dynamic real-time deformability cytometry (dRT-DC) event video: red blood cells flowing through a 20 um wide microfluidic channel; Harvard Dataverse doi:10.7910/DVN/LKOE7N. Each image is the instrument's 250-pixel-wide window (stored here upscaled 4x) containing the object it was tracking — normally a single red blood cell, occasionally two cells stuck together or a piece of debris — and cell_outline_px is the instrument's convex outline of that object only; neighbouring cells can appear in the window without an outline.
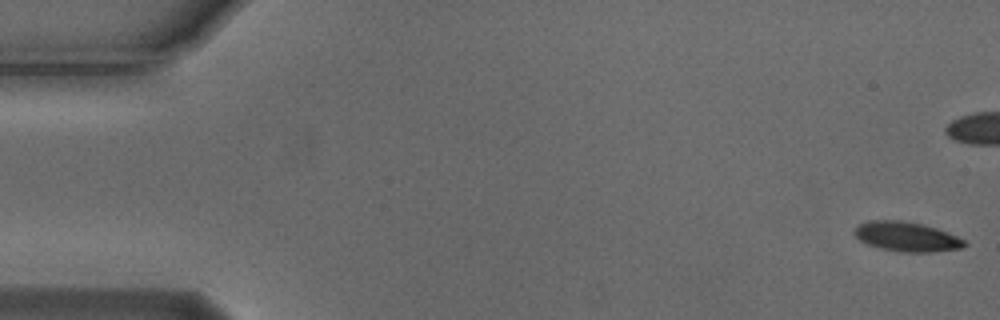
{"species": "Egyptian fruit bat (a non-hibernating species)", "species_latin": "Rousettus aegyptiacus", "temperature_condition": "cold", "stored_images_in_passage": 13, "camera_frame_rate_fps": 3000, "um_per_image_px": 0.085, "animal": {"sex": "male"}, "frame": {"image": 1, "passage_image": 1, "time_ms": 0.0, "image_size_px": [1000, 320], "cell_outline_px": [[968, 244], [960, 248], [928, 252], [900, 252], [868, 244], [860, 240], [852, 232], [860, 224], [868, 220], [896, 220], [920, 224], [936, 228], [956, 236], [964, 240]], "centroid_in_image_um": [77.05, 20.11], "position_along_channel_um": 8.0, "area_um2": 18.55}}